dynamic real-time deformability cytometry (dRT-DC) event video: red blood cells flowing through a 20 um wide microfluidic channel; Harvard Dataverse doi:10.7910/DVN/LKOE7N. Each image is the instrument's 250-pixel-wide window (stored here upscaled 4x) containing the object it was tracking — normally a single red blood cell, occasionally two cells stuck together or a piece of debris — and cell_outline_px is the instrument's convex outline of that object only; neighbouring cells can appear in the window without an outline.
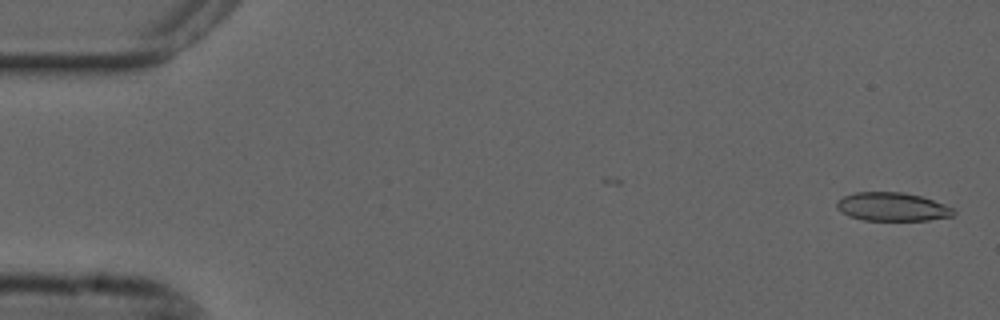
{"species": "common noctule bat (a hibernating species)", "species_latin": "Nyctalus noctula", "temperature_condition": "cold", "stored_images_in_passage": 55, "camera_frame_rate_fps": 3000, "um_per_image_px": 0.085, "animal": {"sex": "male", "forearm_length_mm": 52.5}, "frame": {"image": 1, "passage_image": 2, "time_ms": 0.333, "image_size_px": [1000, 320], "cell_outline_px": [[956, 212], [952, 216], [928, 220], [864, 220], [848, 216], [836, 208], [836, 200], [844, 196], [856, 192], [904, 192], [920, 196], [944, 204], [952, 208]], "centroid_in_image_um": [75.81, 17.57], "position_along_channel_um": 9.2, "area_um2": 19.36}}
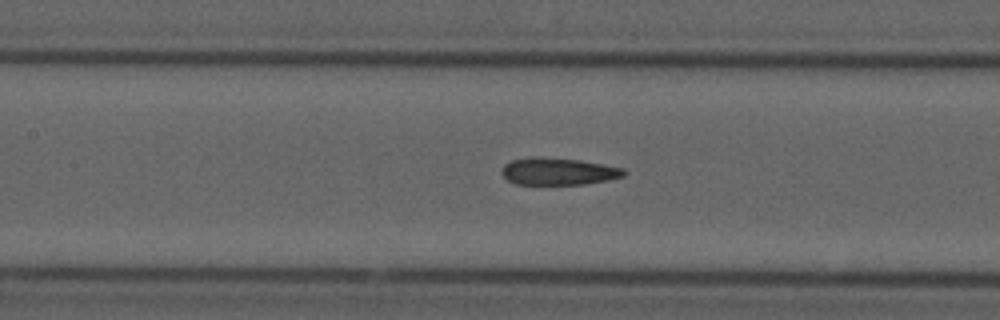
{"frame": {"image": 2, "passage_image": 25, "time_ms": 8.0, "image_size_px": [1000, 320], "cell_outline_px": [[628, 172], [624, 176], [608, 180], [584, 184], [516, 184], [508, 180], [500, 172], [504, 164], [512, 160], [532, 156], [580, 160], [624, 168]], "centroid_in_image_um": [47.46, 14.56], "position_along_channel_um": 159.9, "area_um2": 19.36}}
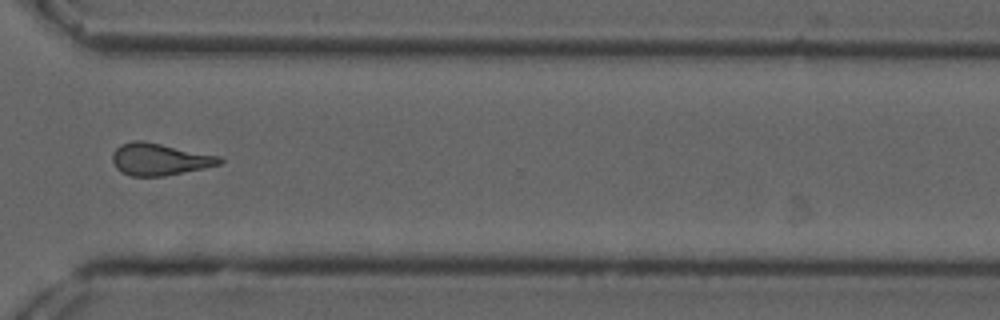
{"frame": {"image": 3, "passage_image": 41, "time_ms": 13.333, "image_size_px": [1000, 320], "cell_outline_px": [[224, 160], [220, 164], [204, 168], [164, 176], [132, 176], [120, 172], [116, 168], [112, 160], [112, 152], [120, 144], [132, 140], [144, 140], [220, 156]], "centroid_in_image_um": [13.53, 13.53], "position_along_channel_um": 357.1, "area_um2": 20.17}, "authors_computed_cell_mechanics": {"area_um2": 19.8832, "velocity_mm_per_s": 3.7033, "shape_relaxation_time_tau1_ms": null, "shape_relaxation_time_tau2_ms": 3.1906, "deformation_change_tau1": null, "deformation_change_tau2": 0.1373}}